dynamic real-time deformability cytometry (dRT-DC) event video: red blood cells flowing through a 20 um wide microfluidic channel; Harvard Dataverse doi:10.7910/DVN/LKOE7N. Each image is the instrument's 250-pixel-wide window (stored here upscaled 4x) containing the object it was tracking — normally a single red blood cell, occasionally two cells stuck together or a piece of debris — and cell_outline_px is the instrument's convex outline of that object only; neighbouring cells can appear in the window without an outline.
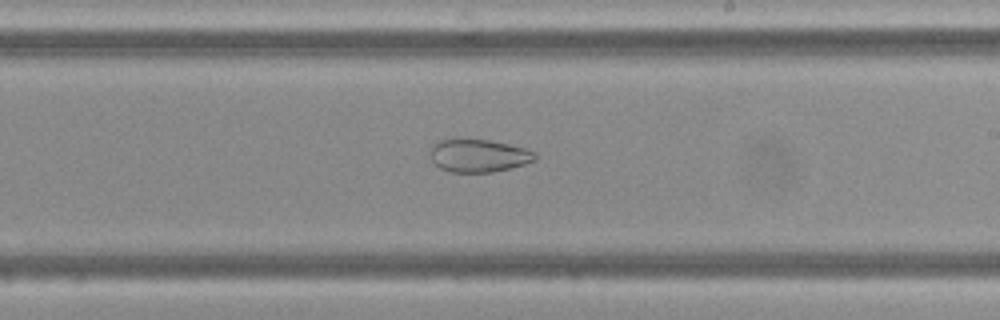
{"species": "Egyptian fruit bat (a non-hibernating species)", "species_latin": "Rousettus aegyptiacus", "temperature_condition": "cold", "stored_images_in_passage": 50, "camera_frame_rate_fps": 3000, "um_per_image_px": 0.085, "frame": {"image": 1, "passage_image": 29, "time_ms": 9.333, "image_size_px": [1000, 320], "cell_outline_px": [[536, 160], [512, 168], [492, 172], [448, 172], [440, 168], [432, 160], [432, 144], [436, 140], [456, 136], [488, 140], [508, 144], [524, 148], [536, 152]], "centroid_in_image_um": [40.64, 13.19], "position_along_channel_um": 248.4, "area_um2": 20.63}}